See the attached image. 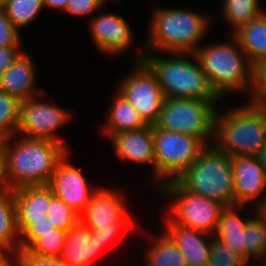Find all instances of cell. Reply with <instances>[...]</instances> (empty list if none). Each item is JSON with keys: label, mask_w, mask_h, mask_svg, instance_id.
<instances>
[{"label": "cell", "mask_w": 266, "mask_h": 266, "mask_svg": "<svg viewBox=\"0 0 266 266\" xmlns=\"http://www.w3.org/2000/svg\"><path fill=\"white\" fill-rule=\"evenodd\" d=\"M13 137L17 139L18 135L3 141L8 188L47 185L68 148L56 141L22 136L12 146Z\"/></svg>", "instance_id": "obj_1"}, {"label": "cell", "mask_w": 266, "mask_h": 266, "mask_svg": "<svg viewBox=\"0 0 266 266\" xmlns=\"http://www.w3.org/2000/svg\"><path fill=\"white\" fill-rule=\"evenodd\" d=\"M213 146L231 157H256L266 145V113L260 104L246 103L215 113Z\"/></svg>", "instance_id": "obj_2"}, {"label": "cell", "mask_w": 266, "mask_h": 266, "mask_svg": "<svg viewBox=\"0 0 266 266\" xmlns=\"http://www.w3.org/2000/svg\"><path fill=\"white\" fill-rule=\"evenodd\" d=\"M163 58L144 52L137 61H144L155 73L165 98L209 100L216 105L221 97L210 84L194 53L171 52ZM191 56L194 61L189 60ZM187 57V58H186Z\"/></svg>", "instance_id": "obj_3"}, {"label": "cell", "mask_w": 266, "mask_h": 266, "mask_svg": "<svg viewBox=\"0 0 266 266\" xmlns=\"http://www.w3.org/2000/svg\"><path fill=\"white\" fill-rule=\"evenodd\" d=\"M211 17L184 9H153L146 50L194 53L210 25Z\"/></svg>", "instance_id": "obj_4"}, {"label": "cell", "mask_w": 266, "mask_h": 266, "mask_svg": "<svg viewBox=\"0 0 266 266\" xmlns=\"http://www.w3.org/2000/svg\"><path fill=\"white\" fill-rule=\"evenodd\" d=\"M230 37L229 42L199 46L194 52L211 86L220 97L228 92L250 91L252 86L253 65L237 38L233 34Z\"/></svg>", "instance_id": "obj_5"}, {"label": "cell", "mask_w": 266, "mask_h": 266, "mask_svg": "<svg viewBox=\"0 0 266 266\" xmlns=\"http://www.w3.org/2000/svg\"><path fill=\"white\" fill-rule=\"evenodd\" d=\"M186 190L215 200L226 207L235 206L231 156L207 146L176 179Z\"/></svg>", "instance_id": "obj_6"}, {"label": "cell", "mask_w": 266, "mask_h": 266, "mask_svg": "<svg viewBox=\"0 0 266 266\" xmlns=\"http://www.w3.org/2000/svg\"><path fill=\"white\" fill-rule=\"evenodd\" d=\"M215 107L209 100L165 98L154 125L167 131L181 132L201 140L206 146H212Z\"/></svg>", "instance_id": "obj_7"}, {"label": "cell", "mask_w": 266, "mask_h": 266, "mask_svg": "<svg viewBox=\"0 0 266 266\" xmlns=\"http://www.w3.org/2000/svg\"><path fill=\"white\" fill-rule=\"evenodd\" d=\"M155 185L176 180L207 147L201 140L153 125Z\"/></svg>", "instance_id": "obj_8"}, {"label": "cell", "mask_w": 266, "mask_h": 266, "mask_svg": "<svg viewBox=\"0 0 266 266\" xmlns=\"http://www.w3.org/2000/svg\"><path fill=\"white\" fill-rule=\"evenodd\" d=\"M159 191L174 197L169 218L178 225L199 230L212 236L215 234L220 214L226 207L212 199L191 193L177 180L165 182ZM213 232V233H212Z\"/></svg>", "instance_id": "obj_9"}, {"label": "cell", "mask_w": 266, "mask_h": 266, "mask_svg": "<svg viewBox=\"0 0 266 266\" xmlns=\"http://www.w3.org/2000/svg\"><path fill=\"white\" fill-rule=\"evenodd\" d=\"M133 71L118 85V92L128 100L147 125H154L165 99L157 77L144 61H135Z\"/></svg>", "instance_id": "obj_10"}, {"label": "cell", "mask_w": 266, "mask_h": 266, "mask_svg": "<svg viewBox=\"0 0 266 266\" xmlns=\"http://www.w3.org/2000/svg\"><path fill=\"white\" fill-rule=\"evenodd\" d=\"M38 95L25 99L20 104L18 136L48 139L63 144L65 142L54 133L71 119V113L53 104L42 102ZM54 132V133H53Z\"/></svg>", "instance_id": "obj_11"}, {"label": "cell", "mask_w": 266, "mask_h": 266, "mask_svg": "<svg viewBox=\"0 0 266 266\" xmlns=\"http://www.w3.org/2000/svg\"><path fill=\"white\" fill-rule=\"evenodd\" d=\"M68 154L69 152L57 164L47 186L55 197L63 200L80 215L98 188L91 186L83 173L68 162Z\"/></svg>", "instance_id": "obj_12"}, {"label": "cell", "mask_w": 266, "mask_h": 266, "mask_svg": "<svg viewBox=\"0 0 266 266\" xmlns=\"http://www.w3.org/2000/svg\"><path fill=\"white\" fill-rule=\"evenodd\" d=\"M121 194L112 189L98 188L79 215V221L89 229L111 227V224L120 221H134L126 206L125 196Z\"/></svg>", "instance_id": "obj_13"}, {"label": "cell", "mask_w": 266, "mask_h": 266, "mask_svg": "<svg viewBox=\"0 0 266 266\" xmlns=\"http://www.w3.org/2000/svg\"><path fill=\"white\" fill-rule=\"evenodd\" d=\"M233 168L235 205L255 203L262 200L261 192L266 186V175L258 159L251 156L231 157ZM260 196V197H259Z\"/></svg>", "instance_id": "obj_14"}, {"label": "cell", "mask_w": 266, "mask_h": 266, "mask_svg": "<svg viewBox=\"0 0 266 266\" xmlns=\"http://www.w3.org/2000/svg\"><path fill=\"white\" fill-rule=\"evenodd\" d=\"M89 25L96 47L107 54H120L132 45V31L120 15L100 14L91 17Z\"/></svg>", "instance_id": "obj_15"}, {"label": "cell", "mask_w": 266, "mask_h": 266, "mask_svg": "<svg viewBox=\"0 0 266 266\" xmlns=\"http://www.w3.org/2000/svg\"><path fill=\"white\" fill-rule=\"evenodd\" d=\"M108 139L122 162L152 164L155 182L153 125L141 130L118 132Z\"/></svg>", "instance_id": "obj_16"}, {"label": "cell", "mask_w": 266, "mask_h": 266, "mask_svg": "<svg viewBox=\"0 0 266 266\" xmlns=\"http://www.w3.org/2000/svg\"><path fill=\"white\" fill-rule=\"evenodd\" d=\"M54 197V193L47 185L22 186L14 189L19 235L33 221H43L47 218Z\"/></svg>", "instance_id": "obj_17"}, {"label": "cell", "mask_w": 266, "mask_h": 266, "mask_svg": "<svg viewBox=\"0 0 266 266\" xmlns=\"http://www.w3.org/2000/svg\"><path fill=\"white\" fill-rule=\"evenodd\" d=\"M164 232L172 239L188 262V266H208L212 235L175 224L169 217ZM208 236L209 240L204 239Z\"/></svg>", "instance_id": "obj_18"}, {"label": "cell", "mask_w": 266, "mask_h": 266, "mask_svg": "<svg viewBox=\"0 0 266 266\" xmlns=\"http://www.w3.org/2000/svg\"><path fill=\"white\" fill-rule=\"evenodd\" d=\"M35 73L33 59L23 51L0 76V90L20 102L39 95L35 87Z\"/></svg>", "instance_id": "obj_19"}, {"label": "cell", "mask_w": 266, "mask_h": 266, "mask_svg": "<svg viewBox=\"0 0 266 266\" xmlns=\"http://www.w3.org/2000/svg\"><path fill=\"white\" fill-rule=\"evenodd\" d=\"M102 248L91 236L90 229L78 221L67 231L60 258L69 266H90Z\"/></svg>", "instance_id": "obj_20"}, {"label": "cell", "mask_w": 266, "mask_h": 266, "mask_svg": "<svg viewBox=\"0 0 266 266\" xmlns=\"http://www.w3.org/2000/svg\"><path fill=\"white\" fill-rule=\"evenodd\" d=\"M244 207V205L225 207L220 214L214 236L245 259V227L250 217L243 219L244 217L241 218L237 211Z\"/></svg>", "instance_id": "obj_21"}, {"label": "cell", "mask_w": 266, "mask_h": 266, "mask_svg": "<svg viewBox=\"0 0 266 266\" xmlns=\"http://www.w3.org/2000/svg\"><path fill=\"white\" fill-rule=\"evenodd\" d=\"M253 65L266 58V11L233 34Z\"/></svg>", "instance_id": "obj_22"}, {"label": "cell", "mask_w": 266, "mask_h": 266, "mask_svg": "<svg viewBox=\"0 0 266 266\" xmlns=\"http://www.w3.org/2000/svg\"><path fill=\"white\" fill-rule=\"evenodd\" d=\"M114 103L109 109L106 126L102 129L108 138L118 132L141 130L148 125L140 117L139 113L131 106L126 98L119 92Z\"/></svg>", "instance_id": "obj_23"}, {"label": "cell", "mask_w": 266, "mask_h": 266, "mask_svg": "<svg viewBox=\"0 0 266 266\" xmlns=\"http://www.w3.org/2000/svg\"><path fill=\"white\" fill-rule=\"evenodd\" d=\"M0 247L20 251L14 189L9 188L0 193Z\"/></svg>", "instance_id": "obj_24"}, {"label": "cell", "mask_w": 266, "mask_h": 266, "mask_svg": "<svg viewBox=\"0 0 266 266\" xmlns=\"http://www.w3.org/2000/svg\"><path fill=\"white\" fill-rule=\"evenodd\" d=\"M152 243L145 254V266H188L186 258L164 231Z\"/></svg>", "instance_id": "obj_25"}, {"label": "cell", "mask_w": 266, "mask_h": 266, "mask_svg": "<svg viewBox=\"0 0 266 266\" xmlns=\"http://www.w3.org/2000/svg\"><path fill=\"white\" fill-rule=\"evenodd\" d=\"M259 1L223 0L222 12L224 18L232 26V33L230 35L265 11L260 7Z\"/></svg>", "instance_id": "obj_26"}, {"label": "cell", "mask_w": 266, "mask_h": 266, "mask_svg": "<svg viewBox=\"0 0 266 266\" xmlns=\"http://www.w3.org/2000/svg\"><path fill=\"white\" fill-rule=\"evenodd\" d=\"M253 216L245 227V260L250 265L266 256V221L257 213Z\"/></svg>", "instance_id": "obj_27"}, {"label": "cell", "mask_w": 266, "mask_h": 266, "mask_svg": "<svg viewBox=\"0 0 266 266\" xmlns=\"http://www.w3.org/2000/svg\"><path fill=\"white\" fill-rule=\"evenodd\" d=\"M1 5L18 30L29 25L45 8L43 0H1Z\"/></svg>", "instance_id": "obj_28"}, {"label": "cell", "mask_w": 266, "mask_h": 266, "mask_svg": "<svg viewBox=\"0 0 266 266\" xmlns=\"http://www.w3.org/2000/svg\"><path fill=\"white\" fill-rule=\"evenodd\" d=\"M21 102L0 90V134L6 138L17 134Z\"/></svg>", "instance_id": "obj_29"}, {"label": "cell", "mask_w": 266, "mask_h": 266, "mask_svg": "<svg viewBox=\"0 0 266 266\" xmlns=\"http://www.w3.org/2000/svg\"><path fill=\"white\" fill-rule=\"evenodd\" d=\"M67 231L55 228L54 233L41 234L28 250L39 256L60 257L65 245Z\"/></svg>", "instance_id": "obj_30"}, {"label": "cell", "mask_w": 266, "mask_h": 266, "mask_svg": "<svg viewBox=\"0 0 266 266\" xmlns=\"http://www.w3.org/2000/svg\"><path fill=\"white\" fill-rule=\"evenodd\" d=\"M240 255L233 252L223 241L211 236L210 258L208 266H249Z\"/></svg>", "instance_id": "obj_31"}, {"label": "cell", "mask_w": 266, "mask_h": 266, "mask_svg": "<svg viewBox=\"0 0 266 266\" xmlns=\"http://www.w3.org/2000/svg\"><path fill=\"white\" fill-rule=\"evenodd\" d=\"M47 219L56 228L68 231L79 221V215L63 200L54 197L48 209Z\"/></svg>", "instance_id": "obj_32"}, {"label": "cell", "mask_w": 266, "mask_h": 266, "mask_svg": "<svg viewBox=\"0 0 266 266\" xmlns=\"http://www.w3.org/2000/svg\"><path fill=\"white\" fill-rule=\"evenodd\" d=\"M249 102L259 104L266 102V58L260 59L253 64L252 86L250 89Z\"/></svg>", "instance_id": "obj_33"}, {"label": "cell", "mask_w": 266, "mask_h": 266, "mask_svg": "<svg viewBox=\"0 0 266 266\" xmlns=\"http://www.w3.org/2000/svg\"><path fill=\"white\" fill-rule=\"evenodd\" d=\"M55 226L49 221H33L21 234H20V250H27L41 234L54 233Z\"/></svg>", "instance_id": "obj_34"}, {"label": "cell", "mask_w": 266, "mask_h": 266, "mask_svg": "<svg viewBox=\"0 0 266 266\" xmlns=\"http://www.w3.org/2000/svg\"><path fill=\"white\" fill-rule=\"evenodd\" d=\"M18 32L0 4V46H20L21 38Z\"/></svg>", "instance_id": "obj_35"}, {"label": "cell", "mask_w": 266, "mask_h": 266, "mask_svg": "<svg viewBox=\"0 0 266 266\" xmlns=\"http://www.w3.org/2000/svg\"><path fill=\"white\" fill-rule=\"evenodd\" d=\"M134 221H120L118 223L111 224V227H102L100 229H90L91 236L95 237V240L106 246L111 240H113L118 234L125 228H134L136 224Z\"/></svg>", "instance_id": "obj_36"}, {"label": "cell", "mask_w": 266, "mask_h": 266, "mask_svg": "<svg viewBox=\"0 0 266 266\" xmlns=\"http://www.w3.org/2000/svg\"><path fill=\"white\" fill-rule=\"evenodd\" d=\"M20 266H69L60 257L39 256L27 250L19 251Z\"/></svg>", "instance_id": "obj_37"}, {"label": "cell", "mask_w": 266, "mask_h": 266, "mask_svg": "<svg viewBox=\"0 0 266 266\" xmlns=\"http://www.w3.org/2000/svg\"><path fill=\"white\" fill-rule=\"evenodd\" d=\"M104 0H69L65 12L76 16H89L105 5Z\"/></svg>", "instance_id": "obj_38"}, {"label": "cell", "mask_w": 266, "mask_h": 266, "mask_svg": "<svg viewBox=\"0 0 266 266\" xmlns=\"http://www.w3.org/2000/svg\"><path fill=\"white\" fill-rule=\"evenodd\" d=\"M22 52L20 46H0V76L13 64Z\"/></svg>", "instance_id": "obj_39"}, {"label": "cell", "mask_w": 266, "mask_h": 266, "mask_svg": "<svg viewBox=\"0 0 266 266\" xmlns=\"http://www.w3.org/2000/svg\"><path fill=\"white\" fill-rule=\"evenodd\" d=\"M12 252L15 256L11 258ZM0 266H20L19 251H11L0 247Z\"/></svg>", "instance_id": "obj_40"}, {"label": "cell", "mask_w": 266, "mask_h": 266, "mask_svg": "<svg viewBox=\"0 0 266 266\" xmlns=\"http://www.w3.org/2000/svg\"><path fill=\"white\" fill-rule=\"evenodd\" d=\"M8 189L6 180V163L4 142L0 145V193Z\"/></svg>", "instance_id": "obj_41"}, {"label": "cell", "mask_w": 266, "mask_h": 266, "mask_svg": "<svg viewBox=\"0 0 266 266\" xmlns=\"http://www.w3.org/2000/svg\"><path fill=\"white\" fill-rule=\"evenodd\" d=\"M69 0H43L45 8L65 11Z\"/></svg>", "instance_id": "obj_42"}, {"label": "cell", "mask_w": 266, "mask_h": 266, "mask_svg": "<svg viewBox=\"0 0 266 266\" xmlns=\"http://www.w3.org/2000/svg\"><path fill=\"white\" fill-rule=\"evenodd\" d=\"M255 213H257L263 220L266 221V194L262 198V200L256 205L254 209Z\"/></svg>", "instance_id": "obj_43"}, {"label": "cell", "mask_w": 266, "mask_h": 266, "mask_svg": "<svg viewBox=\"0 0 266 266\" xmlns=\"http://www.w3.org/2000/svg\"><path fill=\"white\" fill-rule=\"evenodd\" d=\"M256 158L258 159L261 167L263 168L264 174L266 175V145L257 154Z\"/></svg>", "instance_id": "obj_44"}, {"label": "cell", "mask_w": 266, "mask_h": 266, "mask_svg": "<svg viewBox=\"0 0 266 266\" xmlns=\"http://www.w3.org/2000/svg\"><path fill=\"white\" fill-rule=\"evenodd\" d=\"M256 261H258V263L259 261H261L260 262L261 264H258V263L256 264ZM254 262L255 263L252 264L253 266H266V256L256 259Z\"/></svg>", "instance_id": "obj_45"}, {"label": "cell", "mask_w": 266, "mask_h": 266, "mask_svg": "<svg viewBox=\"0 0 266 266\" xmlns=\"http://www.w3.org/2000/svg\"><path fill=\"white\" fill-rule=\"evenodd\" d=\"M261 105V107L263 108V110L265 111L266 113V102H261L259 103Z\"/></svg>", "instance_id": "obj_46"}, {"label": "cell", "mask_w": 266, "mask_h": 266, "mask_svg": "<svg viewBox=\"0 0 266 266\" xmlns=\"http://www.w3.org/2000/svg\"><path fill=\"white\" fill-rule=\"evenodd\" d=\"M4 137L0 134V145L3 143Z\"/></svg>", "instance_id": "obj_47"}]
</instances>
